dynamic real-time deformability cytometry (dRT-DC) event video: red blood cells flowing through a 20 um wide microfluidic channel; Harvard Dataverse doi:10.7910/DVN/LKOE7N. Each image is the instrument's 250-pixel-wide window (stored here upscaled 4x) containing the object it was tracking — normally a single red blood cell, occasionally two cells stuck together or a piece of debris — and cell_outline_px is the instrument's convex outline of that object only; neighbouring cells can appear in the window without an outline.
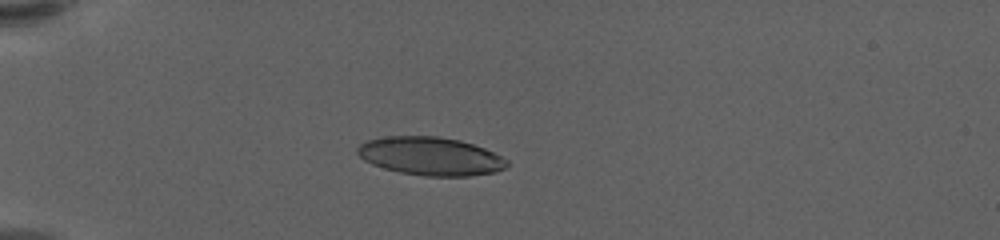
{"species": "human", "species_latin": "Homo sapiens", "temperature_condition": "warm", "stored_images_in_passage": 42, "camera_frame_rate_fps": 3000, "um_per_image_px": 0.085, "donor": {"sex": "female"}, "frame": {"image": 1, "passage_image": 1, "time_ms": 0.0, "image_size_px": [1000, 240], "cell_outline_px": [[508, 164], [504, 168], [496, 172], [472, 176], [424, 176], [400, 172], [384, 168], [372, 164], [364, 160], [356, 152], [356, 148], [360, 144], [368, 140], [388, 136], [436, 136], [460, 140], [484, 148], [508, 160]], "centroid_in_image_um": [36.59, 13.28], "position_along_channel_um": 48.4, "area_um2": 33.29}}
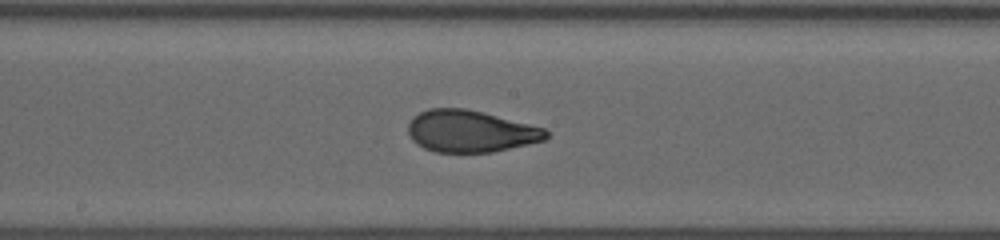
{"frame": {"image": 2, "passage_image": 17, "time_ms": 5.333, "image_size_px": [1000, 240], "cell_outline_px": [[548, 136], [544, 140], [528, 144], [492, 152], [436, 152], [424, 148], [416, 144], [412, 140], [408, 132], [408, 124], [412, 116], [428, 108], [464, 108], [484, 112], [548, 128]], "centroid_in_image_um": [39.99, 11.14], "position_along_channel_um": 208.2, "area_um2": 33.99}}
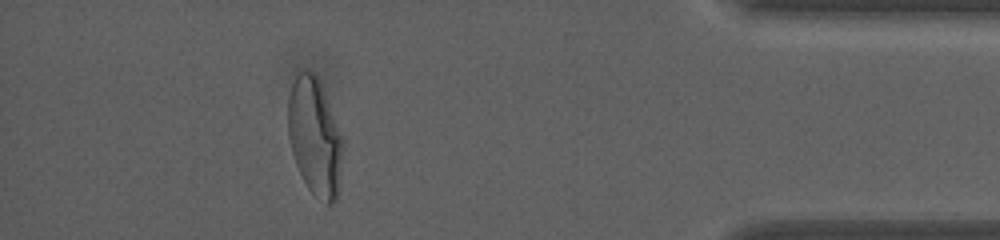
{"frame": {"image": 3, "passage_image": 37, "time_ms": 12.0, "image_size_px": [1000, 240], "cell_outline_px": [[344, 148], [336, 200], [332, 204], [328, 204], [312, 192], [308, 188], [296, 164], [292, 152], [288, 136], [288, 96], [296, 72], [300, 68], [304, 68], [316, 72], [320, 80], [344, 136]], "centroid_in_image_um": [26.77, 11.52], "position_along_channel_um": 408.4, "area_um2": 38.32}, "authors_computed_cell_mechanics": {"area_um2": 34.2465, "velocity_mm_per_s": 3.5999, "shape_relaxation_time_tau1_ms": 7.4115, "shape_relaxation_time_tau2_ms": 0.8506, "deformation_change_tau1": 0.2724, "deformation_change_tau2": 0.0693}}